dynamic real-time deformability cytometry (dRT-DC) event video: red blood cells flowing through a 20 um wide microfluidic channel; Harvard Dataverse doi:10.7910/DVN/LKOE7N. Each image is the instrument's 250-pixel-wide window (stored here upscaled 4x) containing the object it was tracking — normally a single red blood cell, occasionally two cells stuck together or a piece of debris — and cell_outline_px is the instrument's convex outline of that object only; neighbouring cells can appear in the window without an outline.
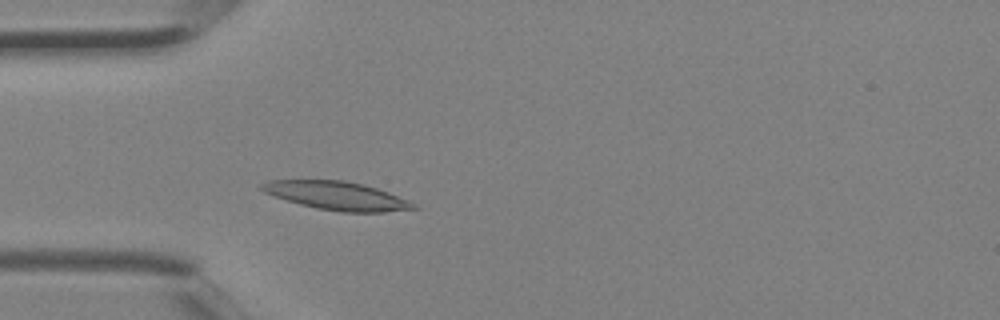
{"species": "Egyptian fruit bat (a non-hibernating species)", "species_latin": "Rousettus aegyptiacus", "temperature_condition": "room temperature", "stored_images_in_passage": 3, "camera_frame_rate_fps": 3000, "um_per_image_px": 0.085, "animal": {"sex": "female"}, "frame": {"image": 1, "passage_image": 3, "time_ms": 0.667, "image_size_px": [1000, 320], "cell_outline_px": [[420, 208], [384, 212], [340, 212], [316, 208], [300, 204], [264, 192], [260, 188], [260, 184], [268, 180], [344, 180], [364, 184], [388, 192], [408, 200], [416, 204]], "centroid_in_image_um": [28.66, 16.64], "position_along_channel_um": 56.3, "area_um2": 25.03}}